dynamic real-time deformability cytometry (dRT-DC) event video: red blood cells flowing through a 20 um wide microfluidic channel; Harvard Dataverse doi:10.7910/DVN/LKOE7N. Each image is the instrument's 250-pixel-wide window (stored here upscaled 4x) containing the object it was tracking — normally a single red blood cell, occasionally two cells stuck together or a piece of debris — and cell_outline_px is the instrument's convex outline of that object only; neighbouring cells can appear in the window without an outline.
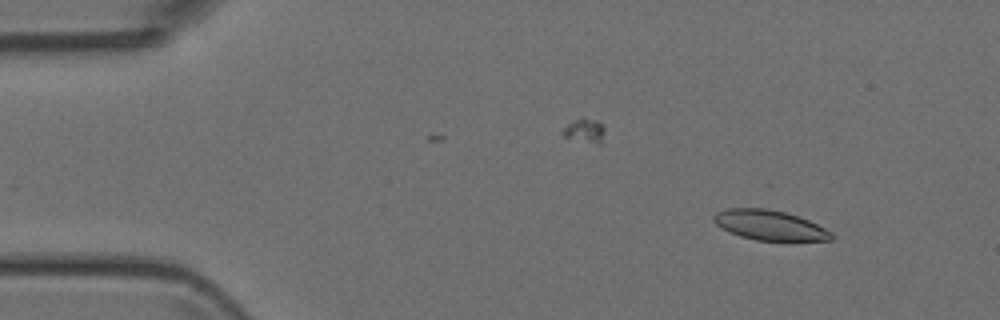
{"species": "Egyptian fruit bat (a non-hibernating species)", "species_latin": "Rousettus aegyptiacus", "temperature_condition": "room temperature", "stored_images_in_passage": 4, "camera_frame_rate_fps": 3000, "um_per_image_px": 0.085, "animal": {"sex": "female"}, "frame": {"image": 1, "passage_image": 1, "time_ms": 0.0, "image_size_px": [1000, 320], "cell_outline_px": [[832, 240], [792, 244], [788, 244], [756, 240], [740, 236], [720, 228], [712, 220], [712, 216], [716, 212], [728, 208], [764, 208], [784, 212], [808, 220], [832, 232]], "centroid_in_image_um": [65.46, 19.21], "position_along_channel_um": 19.5, "area_um2": 21.44}}